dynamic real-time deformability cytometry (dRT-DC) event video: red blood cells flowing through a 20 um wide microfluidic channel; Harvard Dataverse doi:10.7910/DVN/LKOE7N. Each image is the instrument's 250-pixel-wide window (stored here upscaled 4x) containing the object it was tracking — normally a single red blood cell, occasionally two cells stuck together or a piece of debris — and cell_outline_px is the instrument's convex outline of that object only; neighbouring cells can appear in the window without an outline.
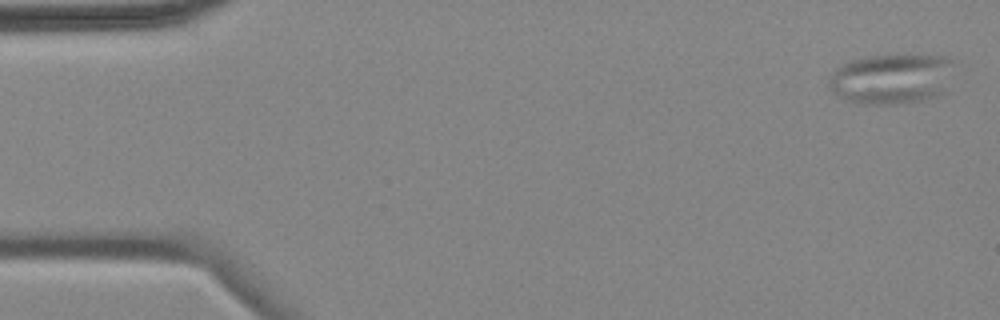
{"species": "common noctule bat (a hibernating species)", "species_latin": "Nyctalus noctula", "temperature_condition": "cold", "stored_images_in_passage": 5, "camera_frame_rate_fps": 3000, "um_per_image_px": 0.085, "animal": {"sex": "female", "body_mass_g": 18.4}, "frame": {"image": 1, "passage_image": 1, "time_ms": 0.0, "image_size_px": [1000, 320], "cell_outline_px": [[952, 60], [944, 92], [936, 96], [924, 100], [892, 104], [856, 104], [832, 92], [828, 84], [832, 72], [836, 68], [852, 60], [868, 56], [888, 52], [944, 56]], "centroid_in_image_um": [75.74, 6.66], "position_along_channel_um": 9.3, "area_um2": 37.11}}